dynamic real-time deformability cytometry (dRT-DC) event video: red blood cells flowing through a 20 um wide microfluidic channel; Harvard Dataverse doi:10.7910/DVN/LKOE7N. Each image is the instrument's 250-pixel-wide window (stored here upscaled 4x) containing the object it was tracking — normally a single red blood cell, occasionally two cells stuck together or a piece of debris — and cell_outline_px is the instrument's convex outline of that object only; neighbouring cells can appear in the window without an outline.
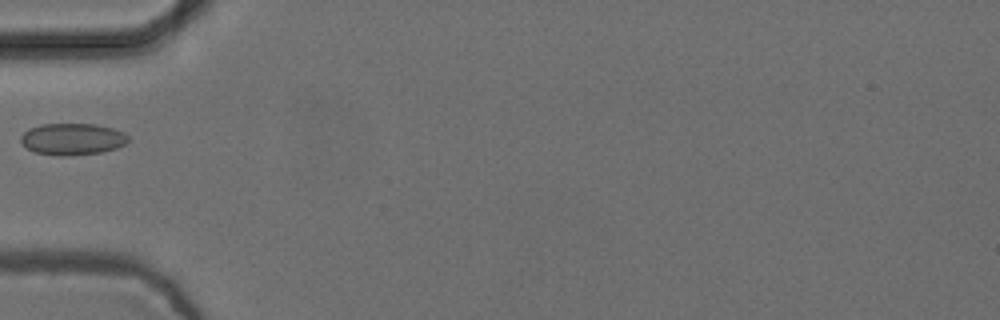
{"species": "common noctule bat (a hibernating species)", "species_latin": "Nyctalus noctula", "temperature_condition": "cold", "stored_images_in_passage": 37, "camera_frame_rate_fps": 3000, "um_per_image_px": 0.085, "animal": {"sex": "female", "body_mass_g": 24.6, "forearm_length_mm": 56.2}, "frame": {"image": 1, "passage_image": 1, "time_ms": 0.0, "image_size_px": [1000, 320], "cell_outline_px": [[128, 140], [124, 144], [116, 148], [100, 152], [64, 156], [56, 156], [36, 152], [28, 148], [20, 140], [20, 136], [28, 128], [40, 124], [92, 124], [112, 128], [124, 132], [128, 136]], "centroid_in_image_um": [6.13, 11.81], "position_along_channel_um": 78.9, "area_um2": 19.71}}
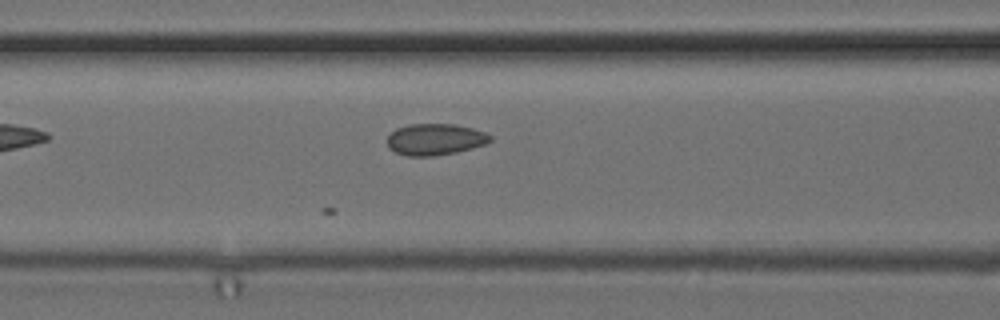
{"frame": {"image": 2, "passage_image": 5, "time_ms": 1.333, "image_size_px": [1000, 320], "cell_outline_px": [[492, 140], [484, 144], [472, 148], [456, 152], [432, 156], [408, 156], [396, 152], [388, 148], [388, 136], [396, 128], [408, 124], [456, 124], [472, 128], [484, 132], [492, 136]], "centroid_in_image_um": [36.98, 11.84], "position_along_channel_um": 129.6, "area_um2": 18.84}}
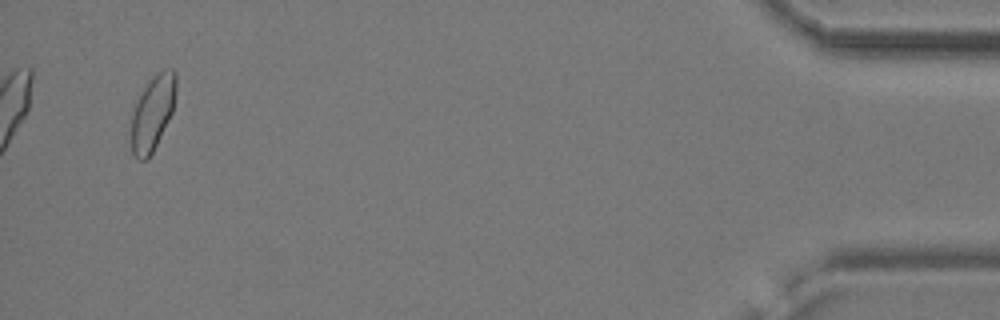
{"frame": {"image": 3, "passage_image": 35, "time_ms": 11.333, "image_size_px": [1000, 320], "cell_outline_px": [[176, 92], [172, 112], [148, 160], [136, 160], [132, 152], [132, 116], [136, 104], [144, 88], [152, 76], [164, 68], [172, 68], [176, 72]], "centroid_in_image_um": [12.99, 9.57], "position_along_channel_um": 422.2, "area_um2": 19.25}}